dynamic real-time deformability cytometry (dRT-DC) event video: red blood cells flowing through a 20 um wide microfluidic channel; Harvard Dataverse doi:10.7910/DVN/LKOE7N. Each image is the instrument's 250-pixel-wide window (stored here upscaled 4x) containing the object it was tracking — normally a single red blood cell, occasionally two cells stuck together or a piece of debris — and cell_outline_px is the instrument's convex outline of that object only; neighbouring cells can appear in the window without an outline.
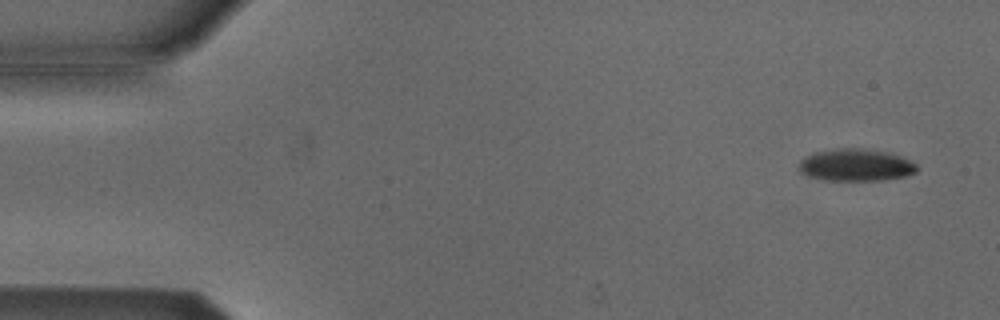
{"species": "Egyptian fruit bat (a non-hibernating species)", "species_latin": "Rousettus aegyptiacus", "temperature_condition": "cold", "stored_images_in_passage": 53, "camera_frame_rate_fps": 3000, "um_per_image_px": 0.085, "animal": {"sex": "male"}, "frame": {"image": 1, "passage_image": 3, "time_ms": 0.667, "image_size_px": [1000, 320], "cell_outline_px": [[920, 168], [916, 172], [908, 176], [884, 180], [820, 180], [808, 176], [800, 172], [800, 160], [816, 152], [840, 148], [856, 148], [888, 152], [900, 156], [916, 164]], "centroid_in_image_um": [72.78, 14.04], "position_along_channel_um": 12.2, "area_um2": 22.08}}
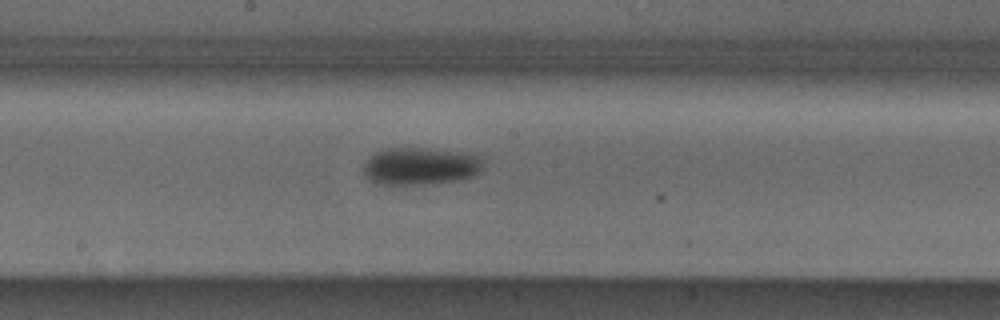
{"frame": {"image": 2, "passage_image": 28, "time_ms": 9.0, "image_size_px": [1000, 320], "cell_outline_px": [[484, 168], [476, 176], [460, 180], [420, 184], [376, 184], [368, 180], [364, 176], [364, 164], [376, 152], [388, 148], [428, 148], [480, 156], [484, 160]], "centroid_in_image_um": [35.76, 14.14], "position_along_channel_um": 212.4, "area_um2": 26.13}}
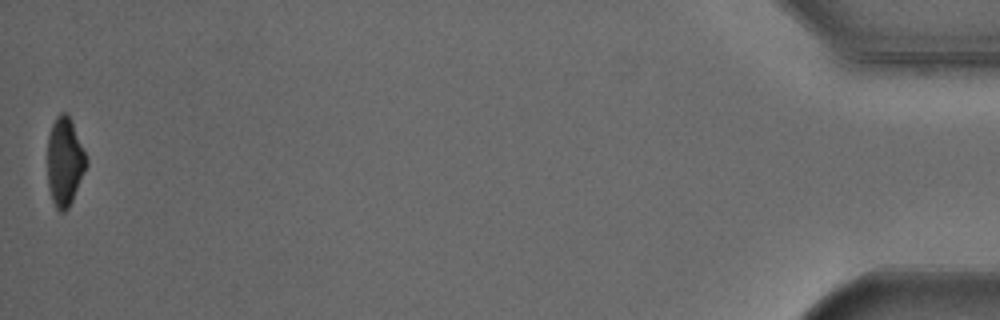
{"frame": {"image": 3, "passage_image": 53, "time_ms": 17.333, "image_size_px": [1000, 320], "cell_outline_px": [[88, 164], [72, 200], [68, 208], [64, 212], [60, 212], [56, 208], [52, 200], [48, 188], [48, 136], [52, 124], [56, 116], [60, 112], [68, 112], [72, 120], [88, 160]], "centroid_in_image_um": [5.5, 13.71], "position_along_channel_um": 429.7, "area_um2": 20.17}, "authors_computed_cell_mechanics": {"area_um2": 23.9292, "velocity_mm_per_s": 3.8245, "shape_relaxation_time_tau1_ms": 2.2806, "shape_relaxation_time_tau2_ms": null, "deformation_change_tau1": 0.1145, "deformation_change_tau2": null}}